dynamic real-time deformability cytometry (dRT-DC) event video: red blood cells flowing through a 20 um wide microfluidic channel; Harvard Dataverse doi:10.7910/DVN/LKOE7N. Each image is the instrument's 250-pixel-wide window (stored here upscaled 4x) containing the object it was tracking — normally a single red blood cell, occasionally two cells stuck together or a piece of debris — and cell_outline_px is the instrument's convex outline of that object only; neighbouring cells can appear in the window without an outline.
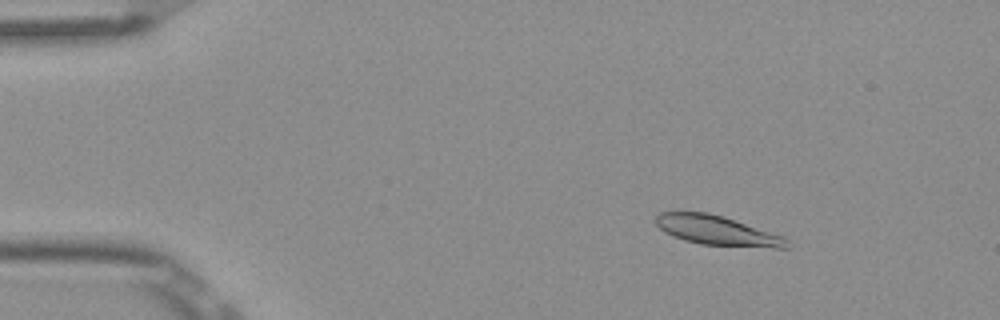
{"species": "Egyptian fruit bat (a non-hibernating species)", "species_latin": "Rousettus aegyptiacus", "temperature_condition": "room temperature", "stored_images_in_passage": 53, "camera_frame_rate_fps": 3000, "um_per_image_px": 0.085, "frame": {"image": 1, "passage_image": 8, "time_ms": 2.333, "image_size_px": [1000, 320], "cell_outline_px": [[792, 244], [788, 248], [776, 248], [700, 244], [684, 240], [672, 236], [664, 232], [656, 224], [656, 216], [660, 212], [708, 212], [724, 216], [784, 236]], "centroid_in_image_um": [60.99, 19.59], "position_along_channel_um": 24.0, "area_um2": 22.72}}
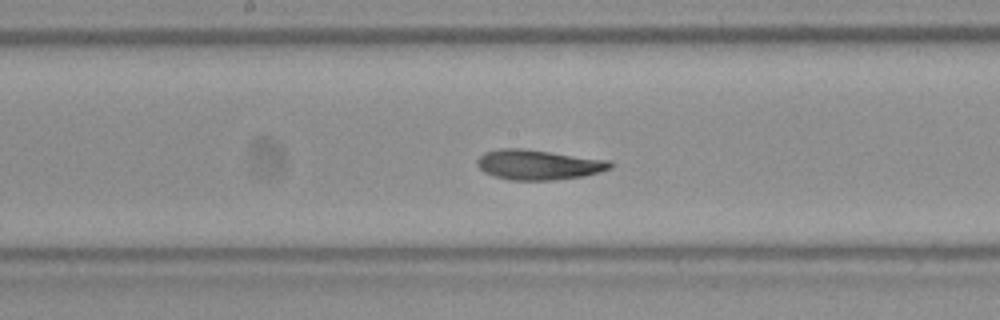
{"frame": {"image": 2, "passage_image": 28, "time_ms": 9.0, "image_size_px": [1000, 320], "cell_outline_px": [[612, 168], [600, 172], [584, 176], [552, 180], [508, 180], [484, 172], [476, 164], [476, 160], [484, 152], [500, 148], [524, 148], [608, 160], [612, 164]], "centroid_in_image_um": [45.74, 13.99], "position_along_channel_um": 202.5, "area_um2": 23.29}}
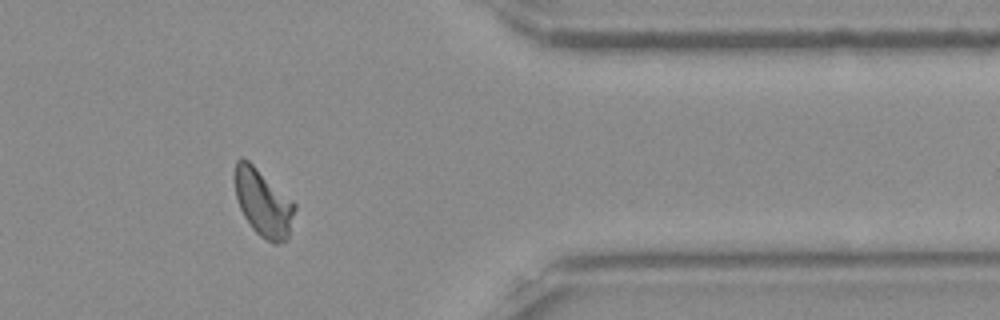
{"frame": {"image": 3, "passage_image": 44, "time_ms": 14.333, "image_size_px": [1000, 320], "cell_outline_px": [[296, 208], [288, 236], [284, 240], [276, 244], [272, 244], [260, 236], [252, 228], [244, 216], [240, 208], [236, 196], [232, 176], [236, 160], [240, 156], [244, 156], [292, 200], [296, 204]], "centroid_in_image_um": [22.32, 17.2], "position_along_channel_um": 389.1, "area_um2": 23.64}, "authors_computed_cell_mechanics": {"area_um2": 23.1778, "velocity_mm_per_s": 3.8482, "shape_relaxation_time_tau1_ms": 4.1861, "shape_relaxation_time_tau2_ms": 1.809, "deformation_change_tau1": 0.114, "deformation_change_tau2": 0.0647}}